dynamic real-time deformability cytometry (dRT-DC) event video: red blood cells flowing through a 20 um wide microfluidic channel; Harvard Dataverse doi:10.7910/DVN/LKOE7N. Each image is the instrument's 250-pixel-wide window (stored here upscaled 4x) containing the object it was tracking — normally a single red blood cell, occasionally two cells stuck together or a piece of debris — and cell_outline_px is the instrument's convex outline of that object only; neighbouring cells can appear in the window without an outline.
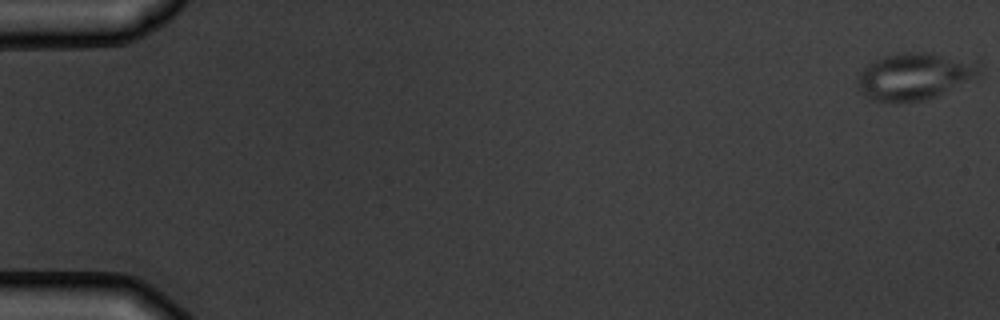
{"species": "common noctule bat (a hibernating species)", "species_latin": "Nyctalus noctula", "temperature_condition": "warm", "stored_images_in_passage": 7, "camera_frame_rate_fps": 3000, "um_per_image_px": 0.085, "animal": {"sex": "male", "body_mass_g": 19.5, "forearm_length_mm": 54.6}, "frame": {"image": 1, "passage_image": 1, "time_ms": 0.0, "image_size_px": [1000, 320], "cell_outline_px": [[980, 76], [936, 96], [924, 100], [872, 100], [856, 88], [856, 80], [860, 72], [872, 60], [884, 56], [900, 52], [932, 52], [980, 60]], "centroid_in_image_um": [77.79, 6.42], "position_along_channel_um": 7.2, "area_um2": 33.64}}